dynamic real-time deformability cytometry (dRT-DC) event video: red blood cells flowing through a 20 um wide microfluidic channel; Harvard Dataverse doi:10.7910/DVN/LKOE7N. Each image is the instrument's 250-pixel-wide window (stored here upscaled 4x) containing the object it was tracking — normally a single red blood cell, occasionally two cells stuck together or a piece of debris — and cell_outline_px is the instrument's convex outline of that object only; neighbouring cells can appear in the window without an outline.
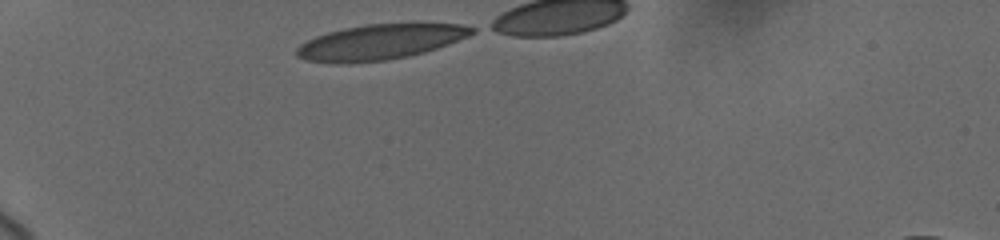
{"species": "human", "species_latin": "Homo sapiens", "temperature_condition": "cold", "stored_images_in_passage": 7, "camera_frame_rate_fps": 3000, "um_per_image_px": 0.085, "donor": {"sex": "female"}, "frame": {"image": 1, "passage_image": 1, "time_ms": 0.0, "image_size_px": [1000, 240], "cell_outline_px": [[476, 32], [468, 36], [436, 48], [424, 52], [408, 56], [388, 60], [352, 64], [332, 64], [304, 60], [296, 56], [296, 48], [300, 44], [316, 36], [328, 32], [344, 28], [364, 24], [412, 20], [460, 24], [476, 28]], "centroid_in_image_um": [32.34, 3.53], "position_along_channel_um": 52.7, "area_um2": 37.51}}